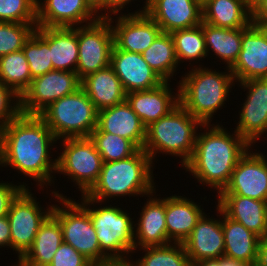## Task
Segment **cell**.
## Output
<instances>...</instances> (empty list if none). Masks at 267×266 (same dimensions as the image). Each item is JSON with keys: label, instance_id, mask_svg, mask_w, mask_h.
Masks as SVG:
<instances>
[{"label": "cell", "instance_id": "1", "mask_svg": "<svg viewBox=\"0 0 267 266\" xmlns=\"http://www.w3.org/2000/svg\"><path fill=\"white\" fill-rule=\"evenodd\" d=\"M56 141L39 115L20 113L0 129V165H10L28 175L43 189L44 184L53 182L51 173L57 170V159L54 162L49 155Z\"/></svg>", "mask_w": 267, "mask_h": 266}, {"label": "cell", "instance_id": "2", "mask_svg": "<svg viewBox=\"0 0 267 266\" xmlns=\"http://www.w3.org/2000/svg\"><path fill=\"white\" fill-rule=\"evenodd\" d=\"M209 125L204 124L208 131L197 134L193 154L183 167L200 184L213 187L219 194L229 183L236 164L253 145L236 130L231 135L219 124L212 128Z\"/></svg>", "mask_w": 267, "mask_h": 266}, {"label": "cell", "instance_id": "3", "mask_svg": "<svg viewBox=\"0 0 267 266\" xmlns=\"http://www.w3.org/2000/svg\"><path fill=\"white\" fill-rule=\"evenodd\" d=\"M152 164L143 149L122 160L103 162L98 180L83 196L90 198L91 205L115 196H151L155 191Z\"/></svg>", "mask_w": 267, "mask_h": 266}, {"label": "cell", "instance_id": "4", "mask_svg": "<svg viewBox=\"0 0 267 266\" xmlns=\"http://www.w3.org/2000/svg\"><path fill=\"white\" fill-rule=\"evenodd\" d=\"M211 70L192 68L178 87L179 104L203 124H210L213 114L225 104L235 81L230 68L227 74Z\"/></svg>", "mask_w": 267, "mask_h": 266}, {"label": "cell", "instance_id": "5", "mask_svg": "<svg viewBox=\"0 0 267 266\" xmlns=\"http://www.w3.org/2000/svg\"><path fill=\"white\" fill-rule=\"evenodd\" d=\"M199 126L204 124L178 104L166 116L146 127L143 150L151 160L159 152L179 156L184 166L193 154Z\"/></svg>", "mask_w": 267, "mask_h": 266}, {"label": "cell", "instance_id": "6", "mask_svg": "<svg viewBox=\"0 0 267 266\" xmlns=\"http://www.w3.org/2000/svg\"><path fill=\"white\" fill-rule=\"evenodd\" d=\"M97 113L93 102L80 87L51 103L39 116L59 140L89 137L97 127Z\"/></svg>", "mask_w": 267, "mask_h": 266}, {"label": "cell", "instance_id": "7", "mask_svg": "<svg viewBox=\"0 0 267 266\" xmlns=\"http://www.w3.org/2000/svg\"><path fill=\"white\" fill-rule=\"evenodd\" d=\"M81 199V205L88 211L96 230L101 253L109 261L127 260V254L135 251L134 223L129 213L111 205L93 209L88 207L90 198L82 195Z\"/></svg>", "mask_w": 267, "mask_h": 266}, {"label": "cell", "instance_id": "8", "mask_svg": "<svg viewBox=\"0 0 267 266\" xmlns=\"http://www.w3.org/2000/svg\"><path fill=\"white\" fill-rule=\"evenodd\" d=\"M63 207L53 205L52 215L59 221L63 242L71 245L93 264L108 262L101 253L99 240L88 211L81 205L57 192H52ZM65 207V209H64Z\"/></svg>", "mask_w": 267, "mask_h": 266}, {"label": "cell", "instance_id": "9", "mask_svg": "<svg viewBox=\"0 0 267 266\" xmlns=\"http://www.w3.org/2000/svg\"><path fill=\"white\" fill-rule=\"evenodd\" d=\"M111 23V15L102 13L97 21L78 27L79 52L76 73L80 80L110 66L114 46Z\"/></svg>", "mask_w": 267, "mask_h": 266}, {"label": "cell", "instance_id": "10", "mask_svg": "<svg viewBox=\"0 0 267 266\" xmlns=\"http://www.w3.org/2000/svg\"><path fill=\"white\" fill-rule=\"evenodd\" d=\"M64 151L57 159L56 172L69 176L85 195L98 180L103 160L90 137L61 139Z\"/></svg>", "mask_w": 267, "mask_h": 266}, {"label": "cell", "instance_id": "11", "mask_svg": "<svg viewBox=\"0 0 267 266\" xmlns=\"http://www.w3.org/2000/svg\"><path fill=\"white\" fill-rule=\"evenodd\" d=\"M53 205L42 212L36 198L24 188L11 202L7 218L10 224V248L21 258L32 246L41 224L52 213Z\"/></svg>", "mask_w": 267, "mask_h": 266}, {"label": "cell", "instance_id": "12", "mask_svg": "<svg viewBox=\"0 0 267 266\" xmlns=\"http://www.w3.org/2000/svg\"><path fill=\"white\" fill-rule=\"evenodd\" d=\"M80 87L81 80L76 72L49 71L32 79L30 86L20 97V111L27 115H39L51 103Z\"/></svg>", "mask_w": 267, "mask_h": 266}, {"label": "cell", "instance_id": "13", "mask_svg": "<svg viewBox=\"0 0 267 266\" xmlns=\"http://www.w3.org/2000/svg\"><path fill=\"white\" fill-rule=\"evenodd\" d=\"M218 195H240L267 201V160L262 153L246 154L236 164L229 183Z\"/></svg>", "mask_w": 267, "mask_h": 266}, {"label": "cell", "instance_id": "14", "mask_svg": "<svg viewBox=\"0 0 267 266\" xmlns=\"http://www.w3.org/2000/svg\"><path fill=\"white\" fill-rule=\"evenodd\" d=\"M239 83L248 95L235 130L252 145L267 132V78Z\"/></svg>", "mask_w": 267, "mask_h": 266}, {"label": "cell", "instance_id": "15", "mask_svg": "<svg viewBox=\"0 0 267 266\" xmlns=\"http://www.w3.org/2000/svg\"><path fill=\"white\" fill-rule=\"evenodd\" d=\"M230 70L235 82L267 78V27L252 24L242 34L241 51Z\"/></svg>", "mask_w": 267, "mask_h": 266}, {"label": "cell", "instance_id": "16", "mask_svg": "<svg viewBox=\"0 0 267 266\" xmlns=\"http://www.w3.org/2000/svg\"><path fill=\"white\" fill-rule=\"evenodd\" d=\"M116 26L111 25L114 45L127 52L142 54L162 32L159 25L142 9L119 15Z\"/></svg>", "mask_w": 267, "mask_h": 266}, {"label": "cell", "instance_id": "17", "mask_svg": "<svg viewBox=\"0 0 267 266\" xmlns=\"http://www.w3.org/2000/svg\"><path fill=\"white\" fill-rule=\"evenodd\" d=\"M144 12L165 33L202 23V4L197 0H148Z\"/></svg>", "mask_w": 267, "mask_h": 266}, {"label": "cell", "instance_id": "18", "mask_svg": "<svg viewBox=\"0 0 267 266\" xmlns=\"http://www.w3.org/2000/svg\"><path fill=\"white\" fill-rule=\"evenodd\" d=\"M110 66L120 79L126 94L153 89L164 82L142 54L120 50L115 45L111 51Z\"/></svg>", "mask_w": 267, "mask_h": 266}, {"label": "cell", "instance_id": "19", "mask_svg": "<svg viewBox=\"0 0 267 266\" xmlns=\"http://www.w3.org/2000/svg\"><path fill=\"white\" fill-rule=\"evenodd\" d=\"M37 0V27H75L97 21L96 13L86 0ZM98 14V15H97Z\"/></svg>", "mask_w": 267, "mask_h": 266}, {"label": "cell", "instance_id": "20", "mask_svg": "<svg viewBox=\"0 0 267 266\" xmlns=\"http://www.w3.org/2000/svg\"><path fill=\"white\" fill-rule=\"evenodd\" d=\"M206 216L205 213L201 216L193 231L182 243L192 265L202 260L224 256L225 241L222 220Z\"/></svg>", "mask_w": 267, "mask_h": 266}, {"label": "cell", "instance_id": "21", "mask_svg": "<svg viewBox=\"0 0 267 266\" xmlns=\"http://www.w3.org/2000/svg\"><path fill=\"white\" fill-rule=\"evenodd\" d=\"M96 128L101 132L124 137L143 149L146 127L126 100L98 111Z\"/></svg>", "mask_w": 267, "mask_h": 266}, {"label": "cell", "instance_id": "22", "mask_svg": "<svg viewBox=\"0 0 267 266\" xmlns=\"http://www.w3.org/2000/svg\"><path fill=\"white\" fill-rule=\"evenodd\" d=\"M169 85L164 81L153 89L126 94V101L145 127L166 116L179 104V92L175 96Z\"/></svg>", "mask_w": 267, "mask_h": 266}, {"label": "cell", "instance_id": "23", "mask_svg": "<svg viewBox=\"0 0 267 266\" xmlns=\"http://www.w3.org/2000/svg\"><path fill=\"white\" fill-rule=\"evenodd\" d=\"M229 218L260 238L267 235V201L240 195H219L217 205Z\"/></svg>", "mask_w": 267, "mask_h": 266}, {"label": "cell", "instance_id": "24", "mask_svg": "<svg viewBox=\"0 0 267 266\" xmlns=\"http://www.w3.org/2000/svg\"><path fill=\"white\" fill-rule=\"evenodd\" d=\"M150 199V200H149ZM142 212L138 223L134 227L135 249L148 246H165L172 242L167 235L165 222V198H149ZM136 232V233H135ZM137 240V242H136Z\"/></svg>", "mask_w": 267, "mask_h": 266}, {"label": "cell", "instance_id": "25", "mask_svg": "<svg viewBox=\"0 0 267 266\" xmlns=\"http://www.w3.org/2000/svg\"><path fill=\"white\" fill-rule=\"evenodd\" d=\"M222 215V230L224 233V256L243 262L248 266H255L258 258L260 237L248 230L241 223L229 218L218 206Z\"/></svg>", "mask_w": 267, "mask_h": 266}, {"label": "cell", "instance_id": "26", "mask_svg": "<svg viewBox=\"0 0 267 266\" xmlns=\"http://www.w3.org/2000/svg\"><path fill=\"white\" fill-rule=\"evenodd\" d=\"M203 214L201 207L190 199L176 195L165 198L168 238L174 243H183Z\"/></svg>", "mask_w": 267, "mask_h": 266}, {"label": "cell", "instance_id": "27", "mask_svg": "<svg viewBox=\"0 0 267 266\" xmlns=\"http://www.w3.org/2000/svg\"><path fill=\"white\" fill-rule=\"evenodd\" d=\"M81 87L97 111L126 100V92L111 66L84 77L81 80Z\"/></svg>", "mask_w": 267, "mask_h": 266}, {"label": "cell", "instance_id": "28", "mask_svg": "<svg viewBox=\"0 0 267 266\" xmlns=\"http://www.w3.org/2000/svg\"><path fill=\"white\" fill-rule=\"evenodd\" d=\"M202 21L221 28H246L252 25V13L241 0H206Z\"/></svg>", "mask_w": 267, "mask_h": 266}, {"label": "cell", "instance_id": "29", "mask_svg": "<svg viewBox=\"0 0 267 266\" xmlns=\"http://www.w3.org/2000/svg\"><path fill=\"white\" fill-rule=\"evenodd\" d=\"M62 243L61 225L50 214L39 227L32 246L21 258L33 266H48Z\"/></svg>", "mask_w": 267, "mask_h": 266}, {"label": "cell", "instance_id": "30", "mask_svg": "<svg viewBox=\"0 0 267 266\" xmlns=\"http://www.w3.org/2000/svg\"><path fill=\"white\" fill-rule=\"evenodd\" d=\"M49 48L53 70L76 72L78 27H49Z\"/></svg>", "mask_w": 267, "mask_h": 266}, {"label": "cell", "instance_id": "31", "mask_svg": "<svg viewBox=\"0 0 267 266\" xmlns=\"http://www.w3.org/2000/svg\"><path fill=\"white\" fill-rule=\"evenodd\" d=\"M246 28H221L215 27L202 21L203 33L207 55L210 49L224 63H227L226 68H231L238 59L241 51L242 34L250 27Z\"/></svg>", "mask_w": 267, "mask_h": 266}, {"label": "cell", "instance_id": "32", "mask_svg": "<svg viewBox=\"0 0 267 266\" xmlns=\"http://www.w3.org/2000/svg\"><path fill=\"white\" fill-rule=\"evenodd\" d=\"M144 60L166 82L173 77L178 60L170 33L161 32L142 53Z\"/></svg>", "mask_w": 267, "mask_h": 266}, {"label": "cell", "instance_id": "33", "mask_svg": "<svg viewBox=\"0 0 267 266\" xmlns=\"http://www.w3.org/2000/svg\"><path fill=\"white\" fill-rule=\"evenodd\" d=\"M31 81L29 64L23 50L0 57V82L2 84L21 97Z\"/></svg>", "mask_w": 267, "mask_h": 266}, {"label": "cell", "instance_id": "34", "mask_svg": "<svg viewBox=\"0 0 267 266\" xmlns=\"http://www.w3.org/2000/svg\"><path fill=\"white\" fill-rule=\"evenodd\" d=\"M32 79L53 70L49 48V27H36L23 46Z\"/></svg>", "mask_w": 267, "mask_h": 266}, {"label": "cell", "instance_id": "35", "mask_svg": "<svg viewBox=\"0 0 267 266\" xmlns=\"http://www.w3.org/2000/svg\"><path fill=\"white\" fill-rule=\"evenodd\" d=\"M178 60H198L207 56L202 23L192 28L176 30L170 33Z\"/></svg>", "mask_w": 267, "mask_h": 266}, {"label": "cell", "instance_id": "36", "mask_svg": "<svg viewBox=\"0 0 267 266\" xmlns=\"http://www.w3.org/2000/svg\"><path fill=\"white\" fill-rule=\"evenodd\" d=\"M89 137L94 142L103 162L122 160L134 155L139 150L132 141L116 134L101 132L97 128Z\"/></svg>", "mask_w": 267, "mask_h": 266}, {"label": "cell", "instance_id": "37", "mask_svg": "<svg viewBox=\"0 0 267 266\" xmlns=\"http://www.w3.org/2000/svg\"><path fill=\"white\" fill-rule=\"evenodd\" d=\"M173 244L142 247L146 253L134 266H192L183 244Z\"/></svg>", "mask_w": 267, "mask_h": 266}, {"label": "cell", "instance_id": "38", "mask_svg": "<svg viewBox=\"0 0 267 266\" xmlns=\"http://www.w3.org/2000/svg\"><path fill=\"white\" fill-rule=\"evenodd\" d=\"M37 23L0 22V57L21 51Z\"/></svg>", "mask_w": 267, "mask_h": 266}, {"label": "cell", "instance_id": "39", "mask_svg": "<svg viewBox=\"0 0 267 266\" xmlns=\"http://www.w3.org/2000/svg\"><path fill=\"white\" fill-rule=\"evenodd\" d=\"M37 0H0V22L37 23Z\"/></svg>", "mask_w": 267, "mask_h": 266}, {"label": "cell", "instance_id": "40", "mask_svg": "<svg viewBox=\"0 0 267 266\" xmlns=\"http://www.w3.org/2000/svg\"><path fill=\"white\" fill-rule=\"evenodd\" d=\"M20 113V96L0 82V129L14 120Z\"/></svg>", "mask_w": 267, "mask_h": 266}, {"label": "cell", "instance_id": "41", "mask_svg": "<svg viewBox=\"0 0 267 266\" xmlns=\"http://www.w3.org/2000/svg\"><path fill=\"white\" fill-rule=\"evenodd\" d=\"M93 263L68 243L63 242L48 266H92Z\"/></svg>", "mask_w": 267, "mask_h": 266}, {"label": "cell", "instance_id": "42", "mask_svg": "<svg viewBox=\"0 0 267 266\" xmlns=\"http://www.w3.org/2000/svg\"><path fill=\"white\" fill-rule=\"evenodd\" d=\"M27 185L21 184L19 186L14 184L0 183V217L7 216L11 202Z\"/></svg>", "mask_w": 267, "mask_h": 266}, {"label": "cell", "instance_id": "43", "mask_svg": "<svg viewBox=\"0 0 267 266\" xmlns=\"http://www.w3.org/2000/svg\"><path fill=\"white\" fill-rule=\"evenodd\" d=\"M192 266H248L243 262L225 256L216 259H206L194 263Z\"/></svg>", "mask_w": 267, "mask_h": 266}, {"label": "cell", "instance_id": "44", "mask_svg": "<svg viewBox=\"0 0 267 266\" xmlns=\"http://www.w3.org/2000/svg\"><path fill=\"white\" fill-rule=\"evenodd\" d=\"M252 23L254 25L267 27V0H263L252 12Z\"/></svg>", "mask_w": 267, "mask_h": 266}, {"label": "cell", "instance_id": "45", "mask_svg": "<svg viewBox=\"0 0 267 266\" xmlns=\"http://www.w3.org/2000/svg\"><path fill=\"white\" fill-rule=\"evenodd\" d=\"M10 224L7 216L0 217V247L9 246L10 247Z\"/></svg>", "mask_w": 267, "mask_h": 266}, {"label": "cell", "instance_id": "46", "mask_svg": "<svg viewBox=\"0 0 267 266\" xmlns=\"http://www.w3.org/2000/svg\"><path fill=\"white\" fill-rule=\"evenodd\" d=\"M132 0H106V11H109L110 14H117L123 7L129 4ZM148 0L145 2V6L143 7L144 11L146 9Z\"/></svg>", "mask_w": 267, "mask_h": 266}, {"label": "cell", "instance_id": "47", "mask_svg": "<svg viewBox=\"0 0 267 266\" xmlns=\"http://www.w3.org/2000/svg\"><path fill=\"white\" fill-rule=\"evenodd\" d=\"M255 266H267V235L260 238L258 245V258Z\"/></svg>", "mask_w": 267, "mask_h": 266}, {"label": "cell", "instance_id": "48", "mask_svg": "<svg viewBox=\"0 0 267 266\" xmlns=\"http://www.w3.org/2000/svg\"><path fill=\"white\" fill-rule=\"evenodd\" d=\"M92 266H134L131 261L128 260H110L108 262L93 264Z\"/></svg>", "mask_w": 267, "mask_h": 266}, {"label": "cell", "instance_id": "49", "mask_svg": "<svg viewBox=\"0 0 267 266\" xmlns=\"http://www.w3.org/2000/svg\"><path fill=\"white\" fill-rule=\"evenodd\" d=\"M86 2L90 5V7L97 13L100 11H106V0H86Z\"/></svg>", "mask_w": 267, "mask_h": 266}, {"label": "cell", "instance_id": "50", "mask_svg": "<svg viewBox=\"0 0 267 266\" xmlns=\"http://www.w3.org/2000/svg\"><path fill=\"white\" fill-rule=\"evenodd\" d=\"M263 0H241V2L250 10L252 13Z\"/></svg>", "mask_w": 267, "mask_h": 266}, {"label": "cell", "instance_id": "51", "mask_svg": "<svg viewBox=\"0 0 267 266\" xmlns=\"http://www.w3.org/2000/svg\"><path fill=\"white\" fill-rule=\"evenodd\" d=\"M18 262H17V265H13V266H33V265H30L28 264L26 261H24L22 258H18ZM19 263V264H18Z\"/></svg>", "mask_w": 267, "mask_h": 266}, {"label": "cell", "instance_id": "52", "mask_svg": "<svg viewBox=\"0 0 267 266\" xmlns=\"http://www.w3.org/2000/svg\"><path fill=\"white\" fill-rule=\"evenodd\" d=\"M199 1L201 4H203L206 0H197Z\"/></svg>", "mask_w": 267, "mask_h": 266}]
</instances>
